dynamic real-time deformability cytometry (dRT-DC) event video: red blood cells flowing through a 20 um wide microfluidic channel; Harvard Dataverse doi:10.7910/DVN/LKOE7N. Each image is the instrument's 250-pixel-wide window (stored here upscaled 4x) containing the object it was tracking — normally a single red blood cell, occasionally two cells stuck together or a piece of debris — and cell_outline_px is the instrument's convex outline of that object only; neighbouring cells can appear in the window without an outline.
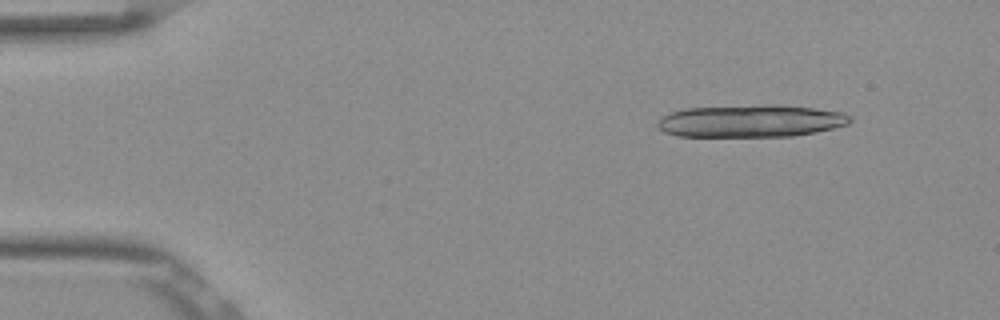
{"species": "Egyptian fruit bat (a non-hibernating species)", "species_latin": "Rousettus aegyptiacus", "temperature_condition": "room temperature", "stored_images_in_passage": 20, "camera_frame_rate_fps": 3000, "um_per_image_px": 0.085, "frame": {"image": 1, "passage_image": 6, "time_ms": 1.667, "image_size_px": [1000, 320], "cell_outline_px": [[852, 120], [848, 124], [816, 132], [792, 136], [676, 136], [664, 132], [656, 124], [664, 116], [672, 112], [688, 108], [764, 104], [780, 104], [844, 112], [852, 116]], "centroid_in_image_um": [63.87, 10.27], "position_along_channel_um": 21.1, "area_um2": 36.36}}